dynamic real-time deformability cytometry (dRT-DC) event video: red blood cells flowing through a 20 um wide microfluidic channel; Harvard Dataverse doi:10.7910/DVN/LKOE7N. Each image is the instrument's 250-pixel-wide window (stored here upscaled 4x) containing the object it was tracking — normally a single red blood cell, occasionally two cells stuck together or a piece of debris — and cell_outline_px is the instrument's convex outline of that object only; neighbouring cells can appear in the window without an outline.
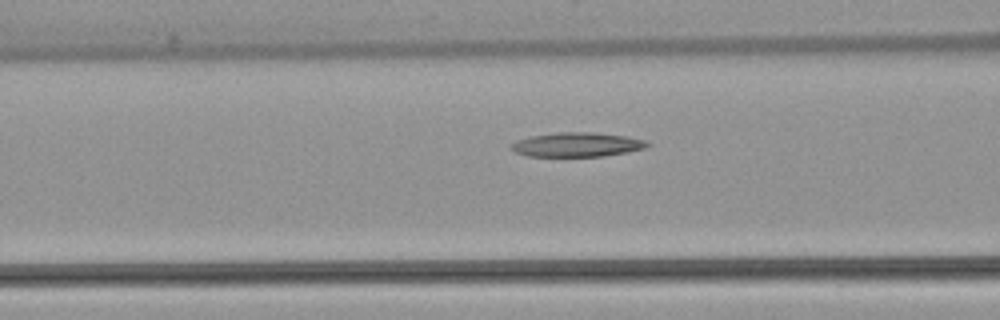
{"species": "common noctule bat (a hibernating species)", "species_latin": "Nyctalus noctula", "temperature_condition": "warm", "stored_images_in_passage": 33, "camera_frame_rate_fps": 3000, "um_per_image_px": 0.085, "animal": {"sex": "female", "body_mass_g": 22.7, "forearm_length_mm": 54.2}, "frame": {"image": 1, "passage_image": 12, "time_ms": 3.667, "image_size_px": [1000, 320], "cell_outline_px": [[652, 144], [644, 148], [628, 152], [604, 156], [528, 156], [516, 152], [508, 148], [516, 140], [532, 136], [556, 132], [592, 132], [624, 136], [644, 140]], "centroid_in_image_um": [49.03, 12.29], "position_along_channel_um": 117.6, "area_um2": 19.19}}
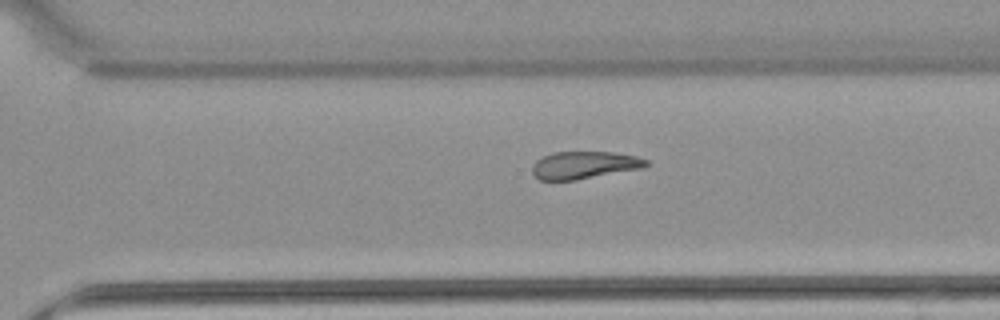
{"frame": {"image": 2, "passage_image": 28, "time_ms": 9.0, "image_size_px": [1000, 320], "cell_outline_px": [[648, 164], [644, 168], [576, 180], [540, 180], [532, 172], [532, 164], [536, 160], [552, 152], [612, 152], [636, 156], [648, 160]], "centroid_in_image_um": [49.67, 14.03], "position_along_channel_um": 320.9, "area_um2": 18.26}}
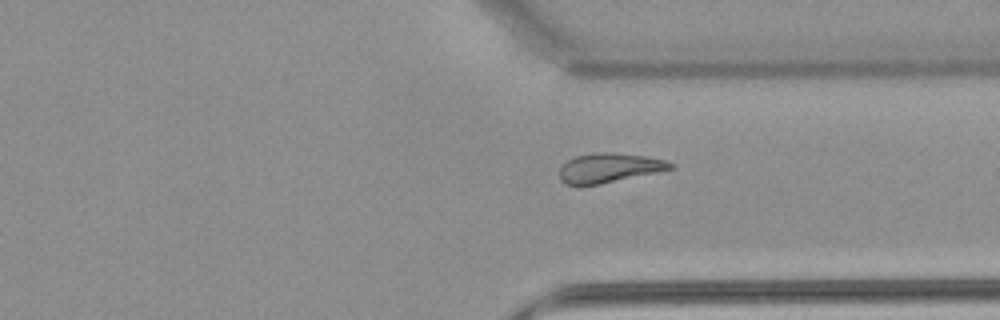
{"frame": {"image": 3, "passage_image": 31, "time_ms": 10.0, "image_size_px": [1000, 320], "cell_outline_px": [[676, 168], [600, 184], [564, 184], [560, 180], [560, 168], [568, 160], [576, 156], [596, 152], [612, 152], [644, 156], [664, 160], [676, 164]], "centroid_in_image_um": [51.8, 14.26], "position_along_channel_um": 359.6, "area_um2": 18.84}}